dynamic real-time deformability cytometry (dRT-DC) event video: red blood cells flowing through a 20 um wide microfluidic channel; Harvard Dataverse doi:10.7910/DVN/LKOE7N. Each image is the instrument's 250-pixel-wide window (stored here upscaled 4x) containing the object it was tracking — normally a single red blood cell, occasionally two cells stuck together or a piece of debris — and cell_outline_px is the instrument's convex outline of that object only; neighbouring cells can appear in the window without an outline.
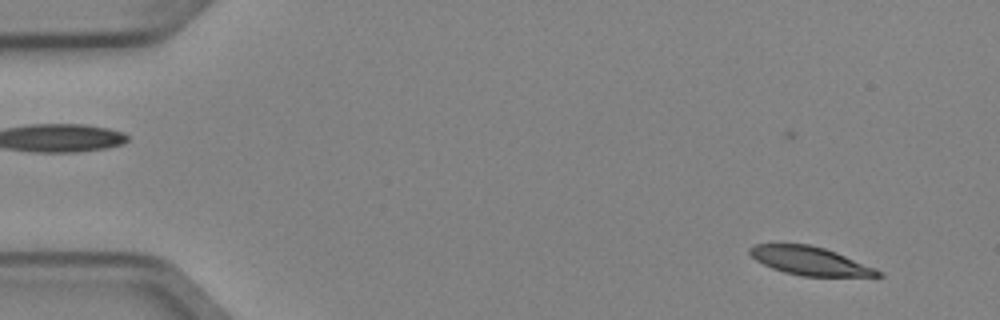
{"species": "Egyptian fruit bat (a non-hibernating species)", "species_latin": "Rousettus aegyptiacus", "temperature_condition": "cold", "stored_images_in_passage": 4, "camera_frame_rate_fps": 3000, "um_per_image_px": 0.085, "animal": {"sex": "female"}, "frame": {"image": 1, "passage_image": 1, "time_ms": 0.0, "image_size_px": [1000, 320], "cell_outline_px": [[884, 276], [804, 276], [784, 272], [772, 268], [756, 260], [748, 252], [748, 248], [756, 244], [808, 244], [824, 248], [836, 252], [876, 268], [884, 272]], "centroid_in_image_um": [68.87, 22.18], "position_along_channel_um": 16.1, "area_um2": 21.1}}
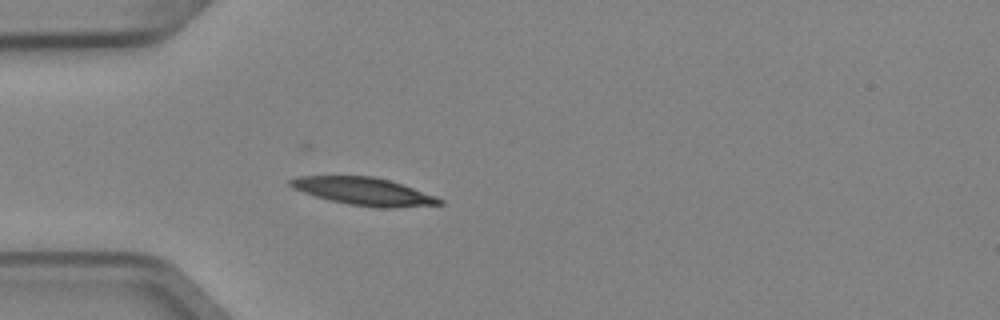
{"frame": {"image": 2, "passage_image": 4, "time_ms": 1.0, "image_size_px": [1000, 320], "cell_outline_px": [[444, 204], [396, 208], [376, 208], [348, 204], [316, 196], [292, 188], [288, 184], [288, 180], [300, 176], [372, 176], [388, 180], [436, 196], [444, 200]], "centroid_in_image_um": [30.94, 16.28], "position_along_channel_um": 54.1, "area_um2": 23.87}}